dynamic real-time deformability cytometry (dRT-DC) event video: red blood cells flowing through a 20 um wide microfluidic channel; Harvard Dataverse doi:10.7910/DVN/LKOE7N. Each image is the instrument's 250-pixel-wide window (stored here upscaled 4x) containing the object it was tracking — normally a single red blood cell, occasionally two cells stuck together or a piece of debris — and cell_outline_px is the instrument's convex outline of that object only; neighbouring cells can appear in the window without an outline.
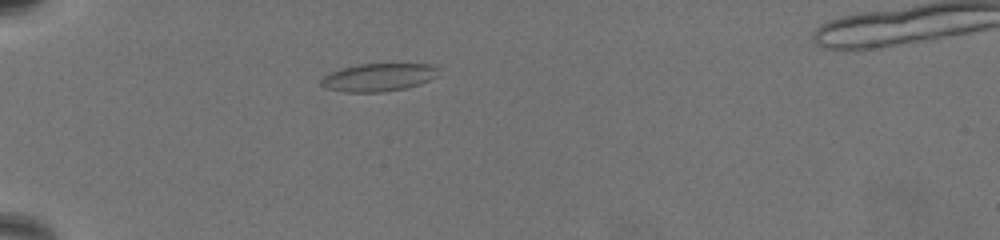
{"species": "common noctule bat (a hibernating species)", "species_latin": "Nyctalus noctula", "temperature_condition": "warm", "stored_images_in_passage": 49, "camera_frame_rate_fps": 3000, "um_per_image_px": 0.085, "animal": {"sex": "female", "body_mass_g": 19.5, "forearm_length_mm": 54.1}, "frame": {"image": 1, "passage_image": 4, "time_ms": 1.0, "image_size_px": [1000, 240], "cell_outline_px": [[440, 68], [436, 76], [420, 84], [404, 88], [380, 92], [348, 92], [324, 88], [320, 84], [320, 80], [324, 76], [332, 72], [344, 68], [360, 64], [432, 64]], "centroid_in_image_um": [32.18, 6.57], "position_along_channel_um": 52.8, "area_um2": 18.9}}
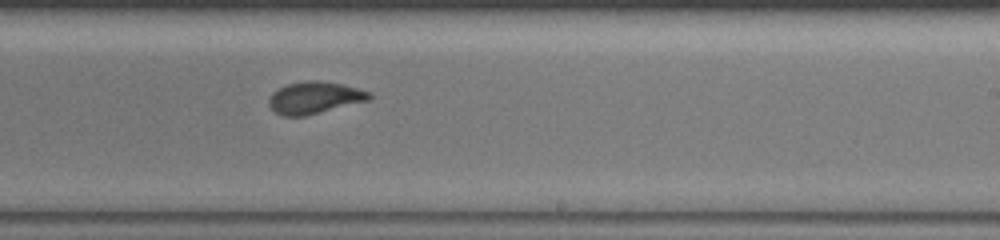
{"frame": {"image": 2, "passage_image": 26, "time_ms": 8.333, "image_size_px": [1000, 240], "cell_outline_px": [[372, 96], [368, 100], [304, 116], [284, 116], [276, 112], [268, 104], [268, 100], [272, 92], [288, 84], [308, 80], [320, 80], [344, 84], [372, 92]], "centroid_in_image_um": [26.75, 8.28], "position_along_channel_um": 262.3, "area_um2": 18.61}}
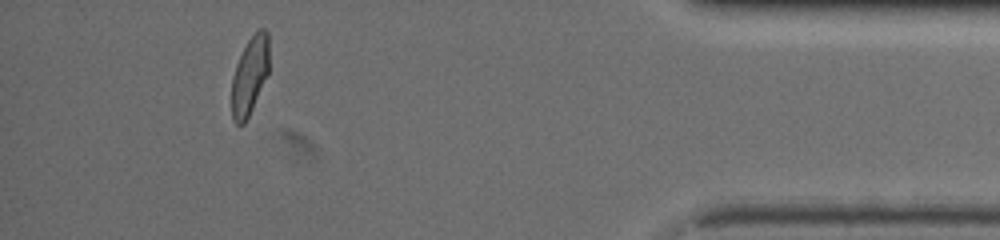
{"frame": {"image": 3, "passage_image": 44, "time_ms": 14.333, "image_size_px": [1000, 240], "cell_outline_px": [[268, 72], [252, 108], [244, 124], [236, 124], [232, 120], [232, 76], [236, 64], [248, 40], [260, 28], [264, 28], [268, 32]], "centroid_in_image_um": [21.21, 6.42], "position_along_channel_um": 414.0, "area_um2": 16.65}, "authors_computed_cell_mechanics": {"area_um2": 18.1492, "velocity_mm_per_s": 3.2518, "shape_relaxation_time_tau1_ms": 4.1705, "shape_relaxation_time_tau2_ms": 1.0771, "deformation_change_tau1": 0.1626, "deformation_change_tau2": 0.0603}}